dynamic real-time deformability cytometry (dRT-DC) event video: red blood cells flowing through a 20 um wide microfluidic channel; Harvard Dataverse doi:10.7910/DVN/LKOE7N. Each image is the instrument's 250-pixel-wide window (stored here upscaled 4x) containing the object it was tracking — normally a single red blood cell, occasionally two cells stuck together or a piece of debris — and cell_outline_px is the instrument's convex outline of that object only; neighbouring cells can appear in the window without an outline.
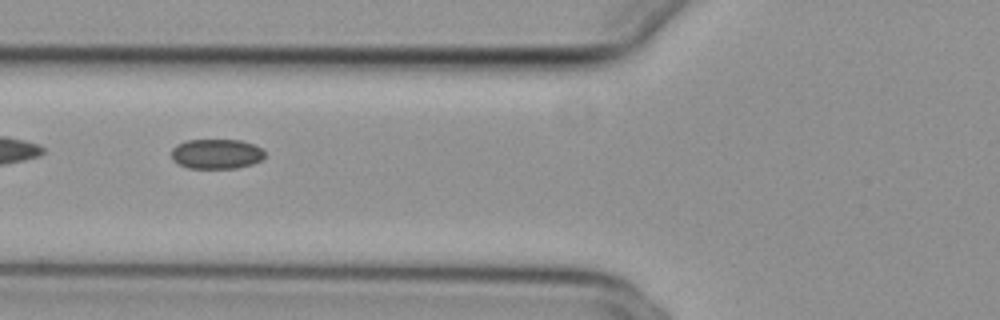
{"species": "common noctule bat (a hibernating species)", "species_latin": "Nyctalus noctula", "temperature_condition": "cold", "stored_images_in_passage": 9, "camera_frame_rate_fps": 3000, "um_per_image_px": 0.085, "animal": {"sex": "female", "body_mass_g": 29.2, "forearm_length_mm": 56.3}, "frame": {"image": 1, "passage_image": 4, "time_ms": 1.0, "image_size_px": [1000, 320], "cell_outline_px": [[264, 156], [260, 160], [252, 164], [236, 168], [188, 168], [172, 160], [172, 148], [176, 144], [184, 140], [240, 140], [264, 148]], "centroid_in_image_um": [18.38, 13.07], "position_along_channel_um": 107.4, "area_um2": 16.3}}